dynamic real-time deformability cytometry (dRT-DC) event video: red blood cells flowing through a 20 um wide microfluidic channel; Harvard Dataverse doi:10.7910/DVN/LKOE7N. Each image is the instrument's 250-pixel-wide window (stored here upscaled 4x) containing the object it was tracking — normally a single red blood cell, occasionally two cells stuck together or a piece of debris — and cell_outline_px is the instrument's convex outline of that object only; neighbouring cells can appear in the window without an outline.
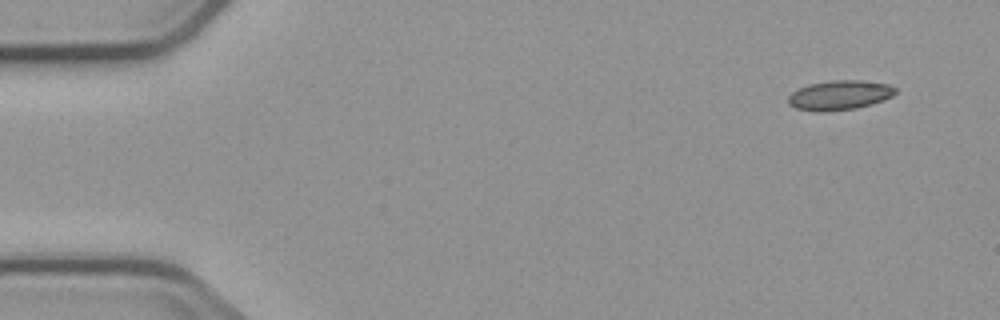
{"species": "common noctule bat (a hibernating species)", "species_latin": "Nyctalus noctula", "temperature_condition": "cold", "stored_images_in_passage": 4, "camera_frame_rate_fps": 3000, "um_per_image_px": 0.085, "animal": {"sex": "male", "body_mass_g": 23.1, "forearm_length_mm": 52.7}, "frame": {"image": 1, "passage_image": 1, "time_ms": 0.0, "image_size_px": [1000, 320], "cell_outline_px": [[896, 92], [892, 96], [884, 100], [872, 104], [856, 108], [824, 112], [816, 112], [796, 108], [788, 104], [788, 96], [792, 92], [808, 84], [832, 80], [860, 80], [888, 84], [896, 88]], "centroid_in_image_um": [71.36, 8.09], "position_along_channel_um": 13.6, "area_um2": 18.55}}